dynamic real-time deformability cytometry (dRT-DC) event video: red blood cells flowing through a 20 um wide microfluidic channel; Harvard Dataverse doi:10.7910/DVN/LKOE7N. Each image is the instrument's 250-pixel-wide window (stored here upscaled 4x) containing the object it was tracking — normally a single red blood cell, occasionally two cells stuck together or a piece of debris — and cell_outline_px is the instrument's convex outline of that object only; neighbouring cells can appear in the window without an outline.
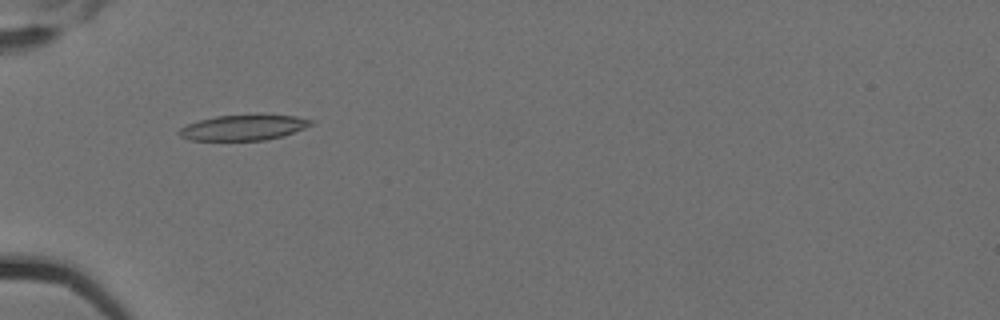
{"species": "Egyptian fruit bat (a non-hibernating species)", "species_latin": "Rousettus aegyptiacus", "temperature_condition": "cold", "stored_images_in_passage": 7, "camera_frame_rate_fps": 3000, "um_per_image_px": 0.085, "animal": {"sex": "female"}, "frame": {"image": 1, "passage_image": 6, "time_ms": 1.667, "image_size_px": [1000, 320], "cell_outline_px": [[312, 124], [304, 128], [280, 136], [264, 140], [188, 140], [180, 136], [176, 132], [180, 128], [188, 124], [200, 120], [216, 116], [256, 112], [260, 112], [296, 116], [312, 120]], "centroid_in_image_um": [20.69, 10.79], "position_along_channel_um": 64.3, "area_um2": 20.11}}
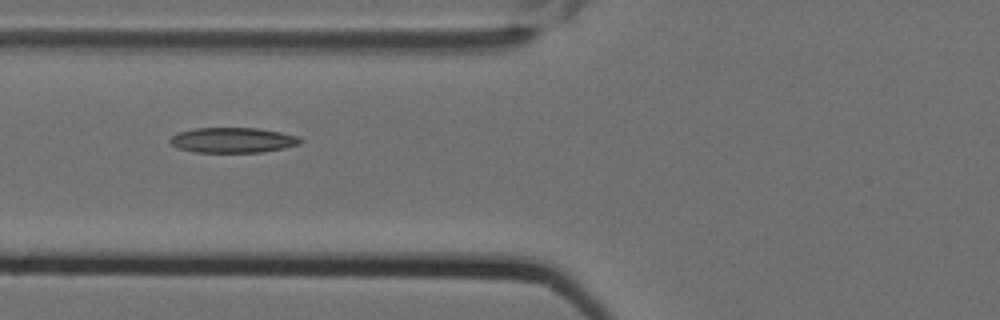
{"frame": {"image": 2, "passage_image": 7, "time_ms": 2.0, "image_size_px": [1000, 320], "cell_outline_px": [[304, 140], [300, 144], [284, 148], [264, 152], [192, 152], [176, 148], [168, 140], [172, 136], [180, 132], [196, 128], [256, 128], [280, 132], [300, 136]], "centroid_in_image_um": [19.81, 11.92], "position_along_channel_um": 106.0, "area_um2": 19.25}}